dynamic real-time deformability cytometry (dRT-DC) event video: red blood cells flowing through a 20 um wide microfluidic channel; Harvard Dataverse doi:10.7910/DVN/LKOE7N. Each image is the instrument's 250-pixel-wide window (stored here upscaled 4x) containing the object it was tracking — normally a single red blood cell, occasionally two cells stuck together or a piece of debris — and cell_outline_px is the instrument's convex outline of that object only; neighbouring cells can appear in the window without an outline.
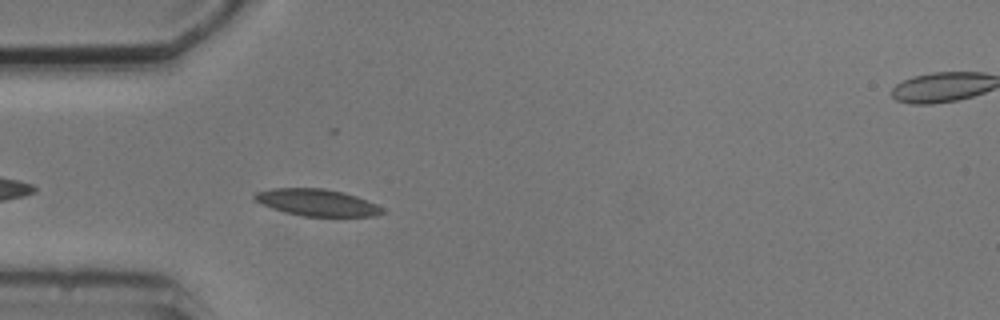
{"species": "common noctule bat (a hibernating species)", "species_latin": "Nyctalus noctula", "temperature_condition": "cold", "stored_images_in_passage": 6, "segment_of_instrument_passage": [1, 2], "camera_frame_rate_fps": 3000, "um_per_image_px": 0.085, "animal": {"sex": "male", "body_mass_g": 20.5, "forearm_length_mm": 52.5}, "frame": {"image": 1, "passage_image": 5, "time_ms": 4.667, "image_size_px": [1000, 320], "cell_outline_px": [[384, 212], [376, 216], [304, 216], [284, 212], [272, 208], [256, 200], [252, 196], [256, 192], [272, 188], [324, 188], [344, 192], [368, 200], [384, 208]], "centroid_in_image_um": [26.97, 17.21], "position_along_channel_um": 58.0, "area_um2": 19.94}}